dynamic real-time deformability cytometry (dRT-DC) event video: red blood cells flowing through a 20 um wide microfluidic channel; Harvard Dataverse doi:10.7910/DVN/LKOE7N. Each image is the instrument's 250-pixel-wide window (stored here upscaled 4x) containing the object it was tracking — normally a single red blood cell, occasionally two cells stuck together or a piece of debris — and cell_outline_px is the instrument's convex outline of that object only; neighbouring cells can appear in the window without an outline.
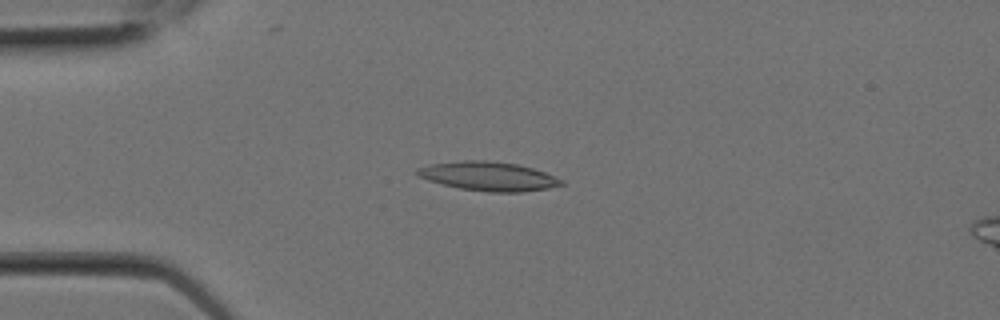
{"species": "Egyptian fruit bat (a non-hibernating species)", "species_latin": "Rousettus aegyptiacus", "temperature_condition": "room temperature", "stored_images_in_passage": 8, "camera_frame_rate_fps": 3000, "um_per_image_px": 0.085, "animal": {"sex": "female"}, "frame": {"image": 1, "passage_image": 6, "time_ms": 1.667, "image_size_px": [1000, 320], "cell_outline_px": [[564, 184], [548, 188], [520, 192], [488, 192], [460, 188], [428, 180], [416, 176], [412, 172], [416, 168], [432, 164], [464, 160], [484, 160], [516, 164], [532, 168], [544, 172], [564, 180]], "centroid_in_image_um": [41.48, 14.98], "position_along_channel_um": 43.5, "area_um2": 24.28}}